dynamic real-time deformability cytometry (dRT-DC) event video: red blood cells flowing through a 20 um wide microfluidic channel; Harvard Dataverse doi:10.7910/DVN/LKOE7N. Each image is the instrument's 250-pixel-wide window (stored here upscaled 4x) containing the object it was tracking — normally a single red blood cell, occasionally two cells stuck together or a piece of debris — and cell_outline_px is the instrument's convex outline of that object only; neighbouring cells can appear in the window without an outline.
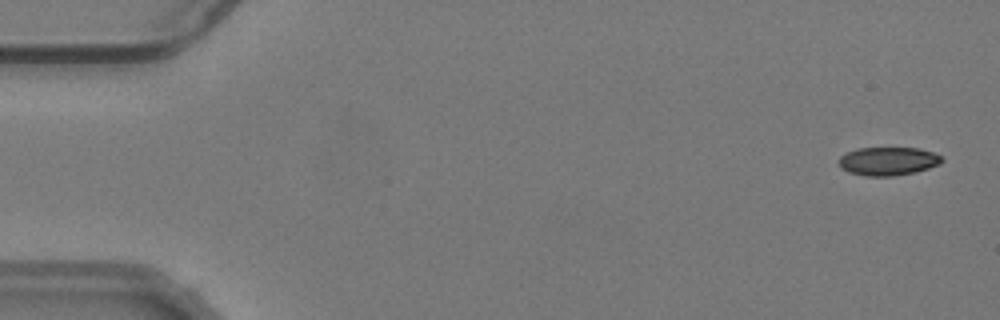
{"species": "common noctule bat (a hibernating species)", "species_latin": "Nyctalus noctula", "temperature_condition": "warm", "stored_images_in_passage": 36, "camera_frame_rate_fps": 3000, "um_per_image_px": 0.085, "animal": {"sex": "male", "body_mass_g": 19.2, "forearm_length_mm": 51.8}, "frame": {"image": 1, "passage_image": 2, "time_ms": 0.333, "image_size_px": [1000, 320], "cell_outline_px": [[944, 160], [940, 164], [916, 172], [892, 176], [864, 176], [848, 172], [840, 168], [840, 156], [844, 152], [856, 148], [920, 148], [932, 152], [940, 156]], "centroid_in_image_um": [75.46, 13.7], "position_along_channel_um": 9.5, "area_um2": 17.17}}
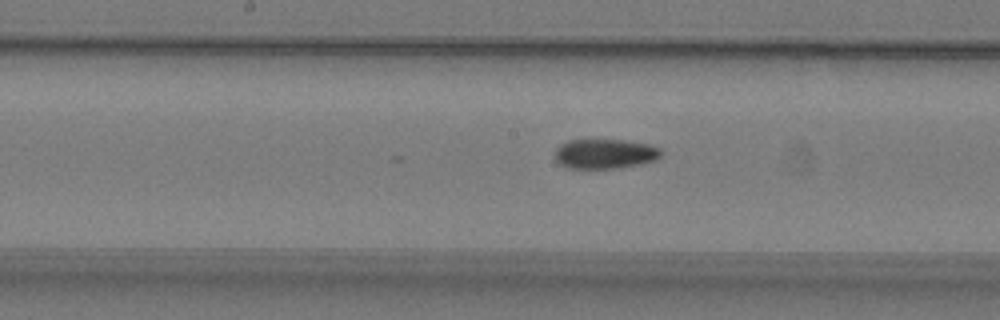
{"frame": {"image": 2, "passage_image": 28, "time_ms": 9.0, "image_size_px": [1000, 320], "cell_outline_px": [[664, 152], [656, 160], [640, 164], [612, 168], [568, 168], [560, 164], [556, 160], [556, 148], [560, 144], [568, 140], [624, 140], [648, 144], [660, 148]], "centroid_in_image_um": [51.43, 13.06], "position_along_channel_um": 196.8, "area_um2": 18.32}}
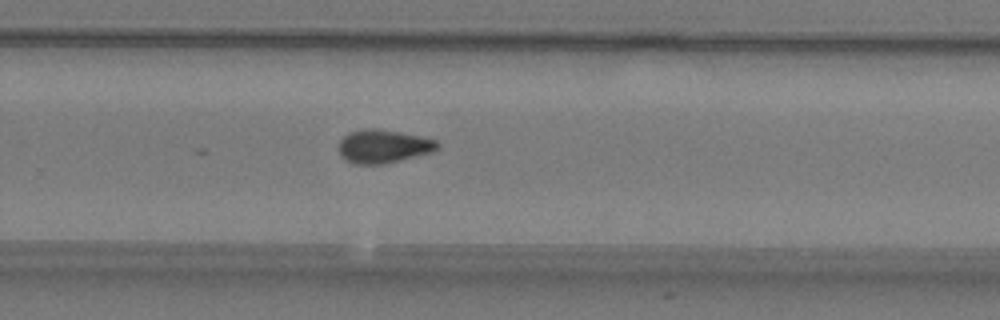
{"frame": {"image": 3, "passage_image": 36, "time_ms": 11.667, "image_size_px": [1000, 320], "cell_outline_px": [[440, 148], [432, 152], [384, 164], [356, 164], [340, 156], [340, 140], [348, 132], [368, 128], [376, 128], [400, 132], [420, 136], [436, 140], [440, 144]], "centroid_in_image_um": [32.61, 12.43], "position_along_channel_um": 297.2, "area_um2": 19.13}}